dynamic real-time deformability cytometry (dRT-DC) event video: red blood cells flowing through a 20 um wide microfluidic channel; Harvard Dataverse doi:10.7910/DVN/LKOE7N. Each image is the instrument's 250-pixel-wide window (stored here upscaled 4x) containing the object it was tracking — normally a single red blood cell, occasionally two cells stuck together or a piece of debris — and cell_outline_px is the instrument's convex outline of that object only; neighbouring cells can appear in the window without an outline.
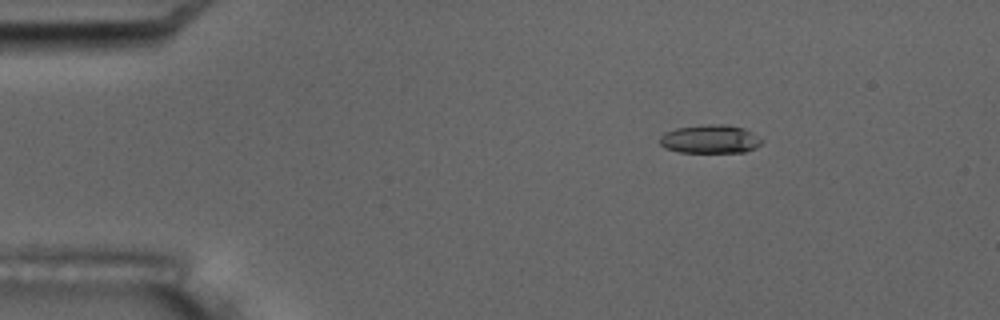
{"species": "common noctule bat (a hibernating species)", "species_latin": "Nyctalus noctula", "temperature_condition": "room temperature", "stored_images_in_passage": 6, "camera_frame_rate_fps": 3000, "um_per_image_px": 0.085, "animal": {"sex": "male", "body_mass_g": 17.5, "forearm_length_mm": 52.3}, "frame": {"image": 1, "passage_image": 3, "time_ms": 2.333, "image_size_px": [1000, 320], "cell_outline_px": [[764, 140], [756, 148], [744, 152], [680, 152], [664, 148], [660, 144], [660, 136], [664, 132], [676, 128], [708, 124], [728, 124], [744, 128], [752, 132]], "centroid_in_image_um": [60.37, 11.82], "position_along_channel_um": 24.6, "area_um2": 17.11}}